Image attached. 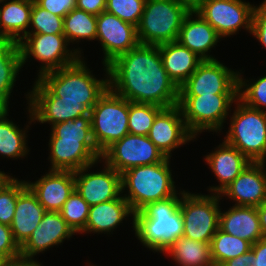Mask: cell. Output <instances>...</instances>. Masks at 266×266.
Listing matches in <instances>:
<instances>
[{
	"mask_svg": "<svg viewBox=\"0 0 266 266\" xmlns=\"http://www.w3.org/2000/svg\"><path fill=\"white\" fill-rule=\"evenodd\" d=\"M63 31L68 43L81 39L95 40L97 16L75 8L63 18Z\"/></svg>",
	"mask_w": 266,
	"mask_h": 266,
	"instance_id": "cell-33",
	"label": "cell"
},
{
	"mask_svg": "<svg viewBox=\"0 0 266 266\" xmlns=\"http://www.w3.org/2000/svg\"><path fill=\"white\" fill-rule=\"evenodd\" d=\"M238 94H212L200 96H179L181 109L188 131L196 138L204 130L221 131L228 111Z\"/></svg>",
	"mask_w": 266,
	"mask_h": 266,
	"instance_id": "cell-8",
	"label": "cell"
},
{
	"mask_svg": "<svg viewBox=\"0 0 266 266\" xmlns=\"http://www.w3.org/2000/svg\"><path fill=\"white\" fill-rule=\"evenodd\" d=\"M40 7L54 15L65 17L76 8V0H34Z\"/></svg>",
	"mask_w": 266,
	"mask_h": 266,
	"instance_id": "cell-43",
	"label": "cell"
},
{
	"mask_svg": "<svg viewBox=\"0 0 266 266\" xmlns=\"http://www.w3.org/2000/svg\"><path fill=\"white\" fill-rule=\"evenodd\" d=\"M261 225L263 238L266 239V200L256 207Z\"/></svg>",
	"mask_w": 266,
	"mask_h": 266,
	"instance_id": "cell-48",
	"label": "cell"
},
{
	"mask_svg": "<svg viewBox=\"0 0 266 266\" xmlns=\"http://www.w3.org/2000/svg\"><path fill=\"white\" fill-rule=\"evenodd\" d=\"M51 129L50 138L80 141L101 160L102 153L98 150L92 137L90 112L74 120L56 123L51 126Z\"/></svg>",
	"mask_w": 266,
	"mask_h": 266,
	"instance_id": "cell-31",
	"label": "cell"
},
{
	"mask_svg": "<svg viewBox=\"0 0 266 266\" xmlns=\"http://www.w3.org/2000/svg\"><path fill=\"white\" fill-rule=\"evenodd\" d=\"M74 234V230L67 224L60 212L46 211L39 226L20 247V257L33 260L36 254L54 245H61L65 239L71 238Z\"/></svg>",
	"mask_w": 266,
	"mask_h": 266,
	"instance_id": "cell-18",
	"label": "cell"
},
{
	"mask_svg": "<svg viewBox=\"0 0 266 266\" xmlns=\"http://www.w3.org/2000/svg\"><path fill=\"white\" fill-rule=\"evenodd\" d=\"M238 73L216 60H203L179 87V96L238 94Z\"/></svg>",
	"mask_w": 266,
	"mask_h": 266,
	"instance_id": "cell-12",
	"label": "cell"
},
{
	"mask_svg": "<svg viewBox=\"0 0 266 266\" xmlns=\"http://www.w3.org/2000/svg\"><path fill=\"white\" fill-rule=\"evenodd\" d=\"M0 8V39L19 43L27 34L33 0H11ZM22 34V35H21Z\"/></svg>",
	"mask_w": 266,
	"mask_h": 266,
	"instance_id": "cell-28",
	"label": "cell"
},
{
	"mask_svg": "<svg viewBox=\"0 0 266 266\" xmlns=\"http://www.w3.org/2000/svg\"><path fill=\"white\" fill-rule=\"evenodd\" d=\"M180 198V199H179ZM181 197H170L149 203L133 215V229L142 244L163 253L177 238L183 236V217L180 211Z\"/></svg>",
	"mask_w": 266,
	"mask_h": 266,
	"instance_id": "cell-2",
	"label": "cell"
},
{
	"mask_svg": "<svg viewBox=\"0 0 266 266\" xmlns=\"http://www.w3.org/2000/svg\"><path fill=\"white\" fill-rule=\"evenodd\" d=\"M252 244L222 231L218 228L210 242L211 258L214 266H221L229 259L243 255L251 250Z\"/></svg>",
	"mask_w": 266,
	"mask_h": 266,
	"instance_id": "cell-32",
	"label": "cell"
},
{
	"mask_svg": "<svg viewBox=\"0 0 266 266\" xmlns=\"http://www.w3.org/2000/svg\"><path fill=\"white\" fill-rule=\"evenodd\" d=\"M0 256L5 260L20 258V247L15 242L10 226L0 223Z\"/></svg>",
	"mask_w": 266,
	"mask_h": 266,
	"instance_id": "cell-41",
	"label": "cell"
},
{
	"mask_svg": "<svg viewBox=\"0 0 266 266\" xmlns=\"http://www.w3.org/2000/svg\"><path fill=\"white\" fill-rule=\"evenodd\" d=\"M148 137L168 158L172 150L195 139L187 129L178 105L163 108L156 115Z\"/></svg>",
	"mask_w": 266,
	"mask_h": 266,
	"instance_id": "cell-17",
	"label": "cell"
},
{
	"mask_svg": "<svg viewBox=\"0 0 266 266\" xmlns=\"http://www.w3.org/2000/svg\"><path fill=\"white\" fill-rule=\"evenodd\" d=\"M254 7L242 0H206L195 12L223 38L242 27L251 33Z\"/></svg>",
	"mask_w": 266,
	"mask_h": 266,
	"instance_id": "cell-13",
	"label": "cell"
},
{
	"mask_svg": "<svg viewBox=\"0 0 266 266\" xmlns=\"http://www.w3.org/2000/svg\"><path fill=\"white\" fill-rule=\"evenodd\" d=\"M89 208V204L75 189L64 202L60 213L67 224L74 230V232L79 233L86 226Z\"/></svg>",
	"mask_w": 266,
	"mask_h": 266,
	"instance_id": "cell-36",
	"label": "cell"
},
{
	"mask_svg": "<svg viewBox=\"0 0 266 266\" xmlns=\"http://www.w3.org/2000/svg\"><path fill=\"white\" fill-rule=\"evenodd\" d=\"M11 176L6 173L0 171V187L10 178Z\"/></svg>",
	"mask_w": 266,
	"mask_h": 266,
	"instance_id": "cell-50",
	"label": "cell"
},
{
	"mask_svg": "<svg viewBox=\"0 0 266 266\" xmlns=\"http://www.w3.org/2000/svg\"><path fill=\"white\" fill-rule=\"evenodd\" d=\"M219 228L251 244L263 238L259 215L255 206H232L219 214Z\"/></svg>",
	"mask_w": 266,
	"mask_h": 266,
	"instance_id": "cell-25",
	"label": "cell"
},
{
	"mask_svg": "<svg viewBox=\"0 0 266 266\" xmlns=\"http://www.w3.org/2000/svg\"><path fill=\"white\" fill-rule=\"evenodd\" d=\"M49 147L50 170L77 171L101 161L80 141L50 138Z\"/></svg>",
	"mask_w": 266,
	"mask_h": 266,
	"instance_id": "cell-24",
	"label": "cell"
},
{
	"mask_svg": "<svg viewBox=\"0 0 266 266\" xmlns=\"http://www.w3.org/2000/svg\"><path fill=\"white\" fill-rule=\"evenodd\" d=\"M189 12H195L206 0H178Z\"/></svg>",
	"mask_w": 266,
	"mask_h": 266,
	"instance_id": "cell-49",
	"label": "cell"
},
{
	"mask_svg": "<svg viewBox=\"0 0 266 266\" xmlns=\"http://www.w3.org/2000/svg\"><path fill=\"white\" fill-rule=\"evenodd\" d=\"M8 107L0 103V119L5 115L8 114Z\"/></svg>",
	"mask_w": 266,
	"mask_h": 266,
	"instance_id": "cell-51",
	"label": "cell"
},
{
	"mask_svg": "<svg viewBox=\"0 0 266 266\" xmlns=\"http://www.w3.org/2000/svg\"><path fill=\"white\" fill-rule=\"evenodd\" d=\"M236 105L224 141L251 162H260L266 153V111L249 107L239 98Z\"/></svg>",
	"mask_w": 266,
	"mask_h": 266,
	"instance_id": "cell-6",
	"label": "cell"
},
{
	"mask_svg": "<svg viewBox=\"0 0 266 266\" xmlns=\"http://www.w3.org/2000/svg\"><path fill=\"white\" fill-rule=\"evenodd\" d=\"M266 169L260 162H251L220 196H228L235 206H259L266 200Z\"/></svg>",
	"mask_w": 266,
	"mask_h": 266,
	"instance_id": "cell-19",
	"label": "cell"
},
{
	"mask_svg": "<svg viewBox=\"0 0 266 266\" xmlns=\"http://www.w3.org/2000/svg\"><path fill=\"white\" fill-rule=\"evenodd\" d=\"M265 161H266V153H265L263 159L260 161L261 165L264 167H265V163H266Z\"/></svg>",
	"mask_w": 266,
	"mask_h": 266,
	"instance_id": "cell-52",
	"label": "cell"
},
{
	"mask_svg": "<svg viewBox=\"0 0 266 266\" xmlns=\"http://www.w3.org/2000/svg\"><path fill=\"white\" fill-rule=\"evenodd\" d=\"M5 260L0 256V266H3Z\"/></svg>",
	"mask_w": 266,
	"mask_h": 266,
	"instance_id": "cell-53",
	"label": "cell"
},
{
	"mask_svg": "<svg viewBox=\"0 0 266 266\" xmlns=\"http://www.w3.org/2000/svg\"><path fill=\"white\" fill-rule=\"evenodd\" d=\"M204 159L216 175L218 182L221 183L208 189L214 194H220L251 163L237 148L225 141L218 145L214 152L206 155Z\"/></svg>",
	"mask_w": 266,
	"mask_h": 266,
	"instance_id": "cell-22",
	"label": "cell"
},
{
	"mask_svg": "<svg viewBox=\"0 0 266 266\" xmlns=\"http://www.w3.org/2000/svg\"><path fill=\"white\" fill-rule=\"evenodd\" d=\"M104 53L103 65L138 46L137 27L106 11L97 15V36Z\"/></svg>",
	"mask_w": 266,
	"mask_h": 266,
	"instance_id": "cell-14",
	"label": "cell"
},
{
	"mask_svg": "<svg viewBox=\"0 0 266 266\" xmlns=\"http://www.w3.org/2000/svg\"><path fill=\"white\" fill-rule=\"evenodd\" d=\"M24 40V41H23ZM22 66L30 56L42 62L39 76L44 73L73 64L81 57V51L68 50L69 46L64 34H36L28 33L18 43Z\"/></svg>",
	"mask_w": 266,
	"mask_h": 266,
	"instance_id": "cell-10",
	"label": "cell"
},
{
	"mask_svg": "<svg viewBox=\"0 0 266 266\" xmlns=\"http://www.w3.org/2000/svg\"><path fill=\"white\" fill-rule=\"evenodd\" d=\"M164 69L174 83L180 87L203 61L178 41L158 45Z\"/></svg>",
	"mask_w": 266,
	"mask_h": 266,
	"instance_id": "cell-27",
	"label": "cell"
},
{
	"mask_svg": "<svg viewBox=\"0 0 266 266\" xmlns=\"http://www.w3.org/2000/svg\"><path fill=\"white\" fill-rule=\"evenodd\" d=\"M76 8L97 16L105 11L106 0H76Z\"/></svg>",
	"mask_w": 266,
	"mask_h": 266,
	"instance_id": "cell-44",
	"label": "cell"
},
{
	"mask_svg": "<svg viewBox=\"0 0 266 266\" xmlns=\"http://www.w3.org/2000/svg\"><path fill=\"white\" fill-rule=\"evenodd\" d=\"M3 266H41L36 260L18 258L14 260L5 261ZM43 266V265H42Z\"/></svg>",
	"mask_w": 266,
	"mask_h": 266,
	"instance_id": "cell-47",
	"label": "cell"
},
{
	"mask_svg": "<svg viewBox=\"0 0 266 266\" xmlns=\"http://www.w3.org/2000/svg\"><path fill=\"white\" fill-rule=\"evenodd\" d=\"M22 67L19 44L10 40L0 41V103L9 105L16 76Z\"/></svg>",
	"mask_w": 266,
	"mask_h": 266,
	"instance_id": "cell-29",
	"label": "cell"
},
{
	"mask_svg": "<svg viewBox=\"0 0 266 266\" xmlns=\"http://www.w3.org/2000/svg\"><path fill=\"white\" fill-rule=\"evenodd\" d=\"M81 57L68 66L37 77L62 103L82 104L89 112L109 88V76L96 79Z\"/></svg>",
	"mask_w": 266,
	"mask_h": 266,
	"instance_id": "cell-3",
	"label": "cell"
},
{
	"mask_svg": "<svg viewBox=\"0 0 266 266\" xmlns=\"http://www.w3.org/2000/svg\"><path fill=\"white\" fill-rule=\"evenodd\" d=\"M212 194L181 191L179 207L183 217V236L203 243L211 242L219 228L221 199L220 194Z\"/></svg>",
	"mask_w": 266,
	"mask_h": 266,
	"instance_id": "cell-9",
	"label": "cell"
},
{
	"mask_svg": "<svg viewBox=\"0 0 266 266\" xmlns=\"http://www.w3.org/2000/svg\"><path fill=\"white\" fill-rule=\"evenodd\" d=\"M25 186V180L19 181L12 176L0 187V223L8 226L11 225L17 196Z\"/></svg>",
	"mask_w": 266,
	"mask_h": 266,
	"instance_id": "cell-38",
	"label": "cell"
},
{
	"mask_svg": "<svg viewBox=\"0 0 266 266\" xmlns=\"http://www.w3.org/2000/svg\"><path fill=\"white\" fill-rule=\"evenodd\" d=\"M251 249L254 253V261L256 266H266V239L262 238L252 244Z\"/></svg>",
	"mask_w": 266,
	"mask_h": 266,
	"instance_id": "cell-46",
	"label": "cell"
},
{
	"mask_svg": "<svg viewBox=\"0 0 266 266\" xmlns=\"http://www.w3.org/2000/svg\"><path fill=\"white\" fill-rule=\"evenodd\" d=\"M188 13L178 0H146L137 26L139 43L160 45L177 41L182 22Z\"/></svg>",
	"mask_w": 266,
	"mask_h": 266,
	"instance_id": "cell-5",
	"label": "cell"
},
{
	"mask_svg": "<svg viewBox=\"0 0 266 266\" xmlns=\"http://www.w3.org/2000/svg\"><path fill=\"white\" fill-rule=\"evenodd\" d=\"M167 158L148 136L127 134L109 146L101 160L122 174L130 168L159 163Z\"/></svg>",
	"mask_w": 266,
	"mask_h": 266,
	"instance_id": "cell-11",
	"label": "cell"
},
{
	"mask_svg": "<svg viewBox=\"0 0 266 266\" xmlns=\"http://www.w3.org/2000/svg\"><path fill=\"white\" fill-rule=\"evenodd\" d=\"M31 32L36 34H64L63 17L52 14L40 7L34 0L30 15ZM34 30V31H33Z\"/></svg>",
	"mask_w": 266,
	"mask_h": 266,
	"instance_id": "cell-37",
	"label": "cell"
},
{
	"mask_svg": "<svg viewBox=\"0 0 266 266\" xmlns=\"http://www.w3.org/2000/svg\"><path fill=\"white\" fill-rule=\"evenodd\" d=\"M243 80L238 73V98L247 106L264 111L262 107L266 108V76L253 83L250 81L249 84L246 83L248 81Z\"/></svg>",
	"mask_w": 266,
	"mask_h": 266,
	"instance_id": "cell-39",
	"label": "cell"
},
{
	"mask_svg": "<svg viewBox=\"0 0 266 266\" xmlns=\"http://www.w3.org/2000/svg\"><path fill=\"white\" fill-rule=\"evenodd\" d=\"M251 34L266 48V1L254 7Z\"/></svg>",
	"mask_w": 266,
	"mask_h": 266,
	"instance_id": "cell-42",
	"label": "cell"
},
{
	"mask_svg": "<svg viewBox=\"0 0 266 266\" xmlns=\"http://www.w3.org/2000/svg\"><path fill=\"white\" fill-rule=\"evenodd\" d=\"M221 266H256L253 250L251 249L243 255L229 259Z\"/></svg>",
	"mask_w": 266,
	"mask_h": 266,
	"instance_id": "cell-45",
	"label": "cell"
},
{
	"mask_svg": "<svg viewBox=\"0 0 266 266\" xmlns=\"http://www.w3.org/2000/svg\"><path fill=\"white\" fill-rule=\"evenodd\" d=\"M93 165L74 171L75 189L89 206L117 199L122 194L121 174L107 164L100 172H88Z\"/></svg>",
	"mask_w": 266,
	"mask_h": 266,
	"instance_id": "cell-16",
	"label": "cell"
},
{
	"mask_svg": "<svg viewBox=\"0 0 266 266\" xmlns=\"http://www.w3.org/2000/svg\"><path fill=\"white\" fill-rule=\"evenodd\" d=\"M5 114L0 119V155L7 158L26 156L29 150L26 143V130H20L16 124L7 119Z\"/></svg>",
	"mask_w": 266,
	"mask_h": 266,
	"instance_id": "cell-34",
	"label": "cell"
},
{
	"mask_svg": "<svg viewBox=\"0 0 266 266\" xmlns=\"http://www.w3.org/2000/svg\"><path fill=\"white\" fill-rule=\"evenodd\" d=\"M146 0H106L105 11L136 27L141 20Z\"/></svg>",
	"mask_w": 266,
	"mask_h": 266,
	"instance_id": "cell-40",
	"label": "cell"
},
{
	"mask_svg": "<svg viewBox=\"0 0 266 266\" xmlns=\"http://www.w3.org/2000/svg\"><path fill=\"white\" fill-rule=\"evenodd\" d=\"M219 39L221 37L207 21L197 12H189L182 22L177 41L202 60H216L208 52L215 47Z\"/></svg>",
	"mask_w": 266,
	"mask_h": 266,
	"instance_id": "cell-21",
	"label": "cell"
},
{
	"mask_svg": "<svg viewBox=\"0 0 266 266\" xmlns=\"http://www.w3.org/2000/svg\"><path fill=\"white\" fill-rule=\"evenodd\" d=\"M109 88L134 103L178 105L179 87L164 69L158 45L139 44L104 67Z\"/></svg>",
	"mask_w": 266,
	"mask_h": 266,
	"instance_id": "cell-1",
	"label": "cell"
},
{
	"mask_svg": "<svg viewBox=\"0 0 266 266\" xmlns=\"http://www.w3.org/2000/svg\"><path fill=\"white\" fill-rule=\"evenodd\" d=\"M45 211L60 212L75 190L74 171L50 170L36 182L25 181Z\"/></svg>",
	"mask_w": 266,
	"mask_h": 266,
	"instance_id": "cell-20",
	"label": "cell"
},
{
	"mask_svg": "<svg viewBox=\"0 0 266 266\" xmlns=\"http://www.w3.org/2000/svg\"><path fill=\"white\" fill-rule=\"evenodd\" d=\"M28 94L26 98L29 99V123L39 121L42 124L49 122L54 125L89 113L82 104L62 103L60 97L54 96L38 79Z\"/></svg>",
	"mask_w": 266,
	"mask_h": 266,
	"instance_id": "cell-15",
	"label": "cell"
},
{
	"mask_svg": "<svg viewBox=\"0 0 266 266\" xmlns=\"http://www.w3.org/2000/svg\"><path fill=\"white\" fill-rule=\"evenodd\" d=\"M35 194L26 185L17 196L13 221L10 225L15 242L21 247L37 228L45 213Z\"/></svg>",
	"mask_w": 266,
	"mask_h": 266,
	"instance_id": "cell-23",
	"label": "cell"
},
{
	"mask_svg": "<svg viewBox=\"0 0 266 266\" xmlns=\"http://www.w3.org/2000/svg\"><path fill=\"white\" fill-rule=\"evenodd\" d=\"M164 252L171 255L180 266H214L210 243L191 240L185 236L177 238Z\"/></svg>",
	"mask_w": 266,
	"mask_h": 266,
	"instance_id": "cell-30",
	"label": "cell"
},
{
	"mask_svg": "<svg viewBox=\"0 0 266 266\" xmlns=\"http://www.w3.org/2000/svg\"><path fill=\"white\" fill-rule=\"evenodd\" d=\"M170 158L150 165L130 168L121 174L122 193L133 213L141 211L149 203L174 197L175 189L172 172L169 168Z\"/></svg>",
	"mask_w": 266,
	"mask_h": 266,
	"instance_id": "cell-4",
	"label": "cell"
},
{
	"mask_svg": "<svg viewBox=\"0 0 266 266\" xmlns=\"http://www.w3.org/2000/svg\"><path fill=\"white\" fill-rule=\"evenodd\" d=\"M163 107L154 104L134 103L129 101V134L148 136L156 115Z\"/></svg>",
	"mask_w": 266,
	"mask_h": 266,
	"instance_id": "cell-35",
	"label": "cell"
},
{
	"mask_svg": "<svg viewBox=\"0 0 266 266\" xmlns=\"http://www.w3.org/2000/svg\"><path fill=\"white\" fill-rule=\"evenodd\" d=\"M92 137L103 153L115 141L129 134V101L110 88L90 110Z\"/></svg>",
	"mask_w": 266,
	"mask_h": 266,
	"instance_id": "cell-7",
	"label": "cell"
},
{
	"mask_svg": "<svg viewBox=\"0 0 266 266\" xmlns=\"http://www.w3.org/2000/svg\"><path fill=\"white\" fill-rule=\"evenodd\" d=\"M129 215L133 217L134 213L122 195L117 199L90 206L86 226L80 233L110 234Z\"/></svg>",
	"mask_w": 266,
	"mask_h": 266,
	"instance_id": "cell-26",
	"label": "cell"
}]
</instances>
